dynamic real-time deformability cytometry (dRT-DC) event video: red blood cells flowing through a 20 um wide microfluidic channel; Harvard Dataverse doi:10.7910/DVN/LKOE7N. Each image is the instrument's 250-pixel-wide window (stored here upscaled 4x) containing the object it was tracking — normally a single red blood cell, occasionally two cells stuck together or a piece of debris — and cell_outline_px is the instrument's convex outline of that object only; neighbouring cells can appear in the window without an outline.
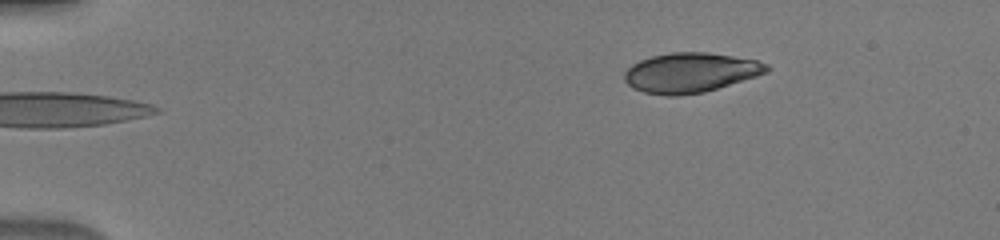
{"species": "human", "species_latin": "Homo sapiens", "temperature_condition": "warm", "stored_images_in_passage": 43, "camera_frame_rate_fps": 3000, "um_per_image_px": 0.085, "donor": {"sex": "male"}, "frame": {"image": 1, "passage_image": 1, "time_ms": 0.0, "image_size_px": [1000, 240], "cell_outline_px": [[772, 68], [768, 72], [756, 76], [704, 92], [676, 96], [668, 96], [644, 92], [632, 88], [624, 80], [624, 72], [632, 64], [640, 60], [652, 56], [672, 52], [708, 52], [756, 60], [768, 64]], "centroid_in_image_um": [58.68, 6.17], "position_along_channel_um": 26.3, "area_um2": 32.95}}
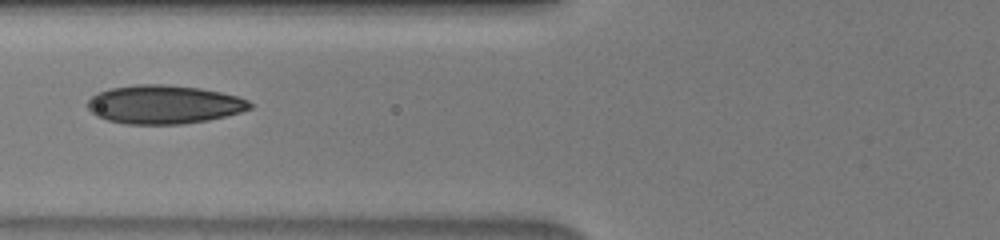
{"frame": {"image": 2, "passage_image": 14, "time_ms": 4.333, "image_size_px": [1000, 240], "cell_outline_px": [[252, 108], [240, 112], [208, 120], [184, 124], [124, 124], [108, 120], [96, 116], [88, 108], [88, 100], [92, 96], [100, 92], [112, 88], [136, 84], [164, 84], [200, 88], [220, 92], [236, 96], [248, 100], [252, 104]], "centroid_in_image_um": [13.94, 8.88], "position_along_channel_um": 111.9, "area_um2": 36.41}}
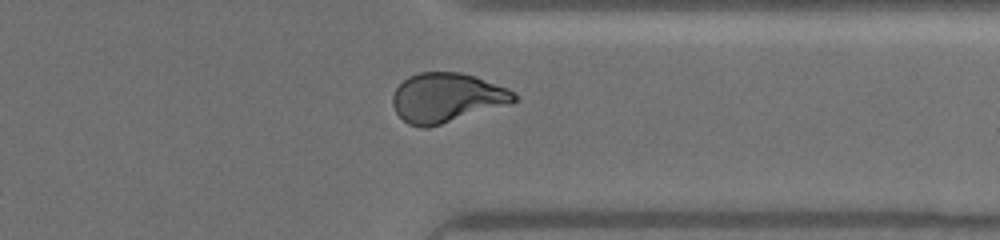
{"frame": {"image": 3, "passage_image": 33, "time_ms": 10.667, "image_size_px": [1000, 240], "cell_outline_px": [[520, 100], [512, 104], [428, 128], [420, 128], [408, 124], [396, 112], [392, 104], [392, 96], [396, 88], [408, 76], [420, 72], [460, 72], [476, 76], [508, 88]], "centroid_in_image_um": [38.0, 8.31], "position_along_channel_um": 373.4, "area_um2": 35.32}}